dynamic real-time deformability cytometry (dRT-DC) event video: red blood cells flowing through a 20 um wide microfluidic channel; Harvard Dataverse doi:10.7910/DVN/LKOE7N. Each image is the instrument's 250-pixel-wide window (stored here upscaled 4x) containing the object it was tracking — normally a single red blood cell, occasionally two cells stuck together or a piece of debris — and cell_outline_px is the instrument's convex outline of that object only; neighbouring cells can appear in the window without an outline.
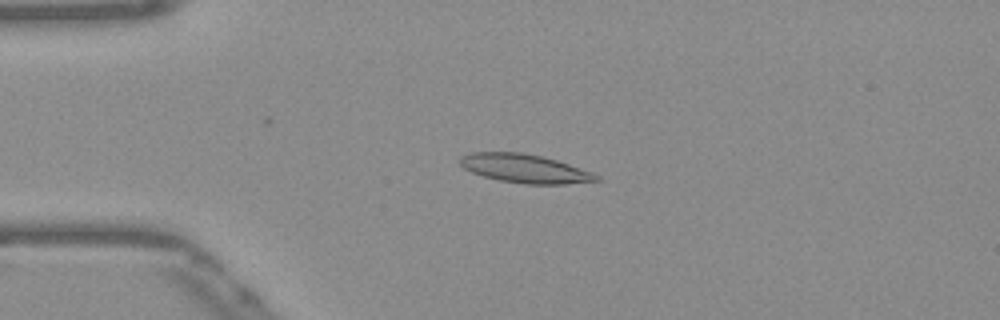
{"species": "Egyptian fruit bat (a non-hibernating species)", "species_latin": "Rousettus aegyptiacus", "temperature_condition": "warm", "stored_images_in_passage": 27, "camera_frame_rate_fps": 3000, "um_per_image_px": 0.085, "frame": {"image": 1, "passage_image": 2, "time_ms": 0.333, "image_size_px": [1000, 320], "cell_outline_px": [[604, 180], [564, 184], [524, 184], [500, 180], [484, 176], [472, 172], [464, 168], [460, 164], [460, 156], [472, 152], [524, 152], [556, 160], [592, 172], [600, 176]], "centroid_in_image_um": [44.63, 14.32], "position_along_channel_um": 40.4, "area_um2": 22.72}}
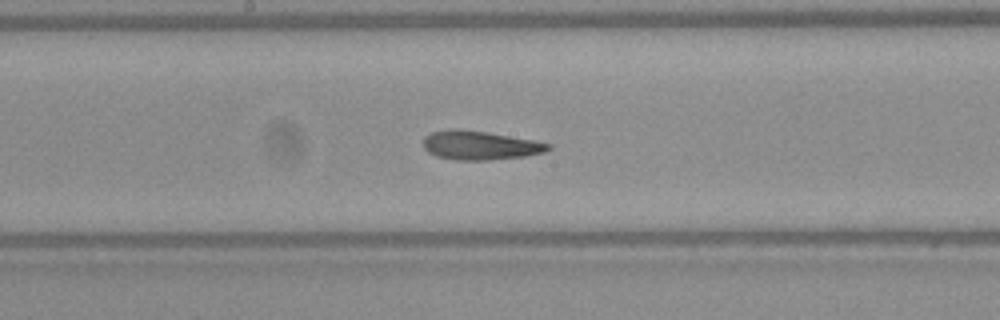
{"frame": {"image": 2, "passage_image": 17, "time_ms": 5.333, "image_size_px": [1000, 320], "cell_outline_px": [[552, 148], [544, 152], [524, 156], [488, 160], [456, 160], [436, 156], [428, 152], [424, 148], [424, 136], [432, 132], [452, 128], [460, 128], [488, 132], [536, 140], [552, 144]], "centroid_in_image_um": [40.81, 12.34], "position_along_channel_um": 207.4, "area_um2": 21.27}}
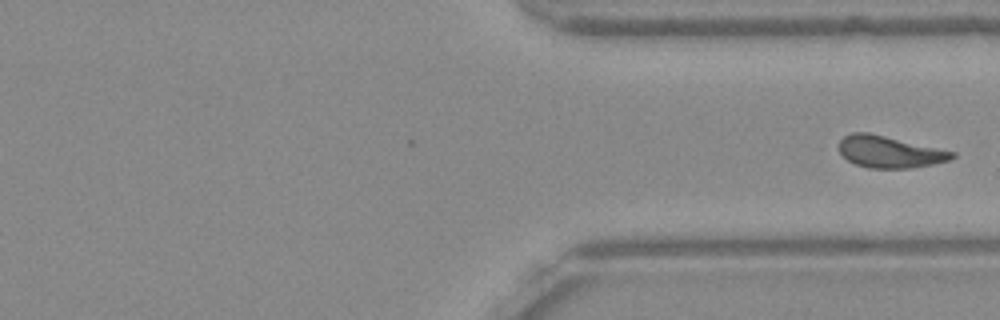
{"frame": {"image": 3, "passage_image": 27, "time_ms": 8.667, "image_size_px": [1000, 320], "cell_outline_px": [[956, 156], [952, 160], [912, 168], [868, 168], [856, 164], [848, 160], [840, 152], [840, 140], [844, 136], [852, 132], [868, 132], [956, 152]], "centroid_in_image_um": [75.64, 12.91], "position_along_channel_um": 335.8, "area_um2": 20.87}}